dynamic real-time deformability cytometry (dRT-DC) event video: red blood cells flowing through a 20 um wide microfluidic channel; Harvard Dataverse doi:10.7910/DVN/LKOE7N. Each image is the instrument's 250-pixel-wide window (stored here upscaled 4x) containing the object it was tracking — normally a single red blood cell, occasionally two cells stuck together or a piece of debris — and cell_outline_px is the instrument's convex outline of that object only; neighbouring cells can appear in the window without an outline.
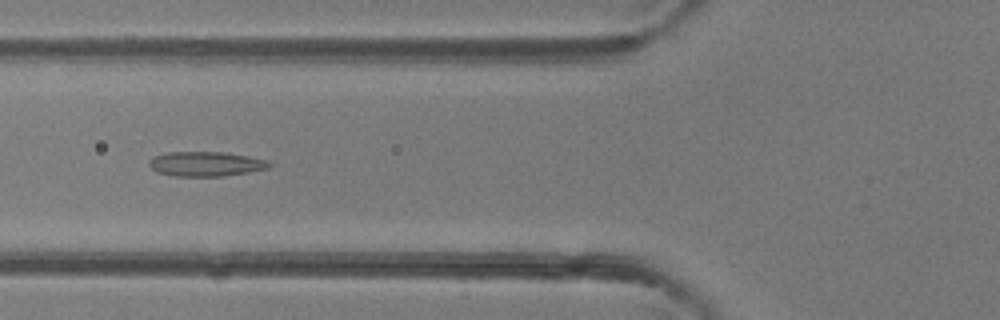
{"species": "common noctule bat (a hibernating species)", "species_latin": "Nyctalus noctula", "temperature_condition": "room temperature", "stored_images_in_passage": 41, "camera_frame_rate_fps": 3000, "um_per_image_px": 0.085, "animal": {"sex": "female"}, "frame": {"image": 1, "passage_image": 12, "time_ms": 3.667, "image_size_px": [1000, 320], "cell_outline_px": [[272, 164], [268, 168], [248, 172], [220, 176], [172, 176], [156, 172], [148, 164], [148, 160], [152, 156], [168, 152], [224, 152], [248, 156], [268, 160]], "centroid_in_image_um": [17.45, 13.93], "position_along_channel_um": 108.3, "area_um2": 17.34}}
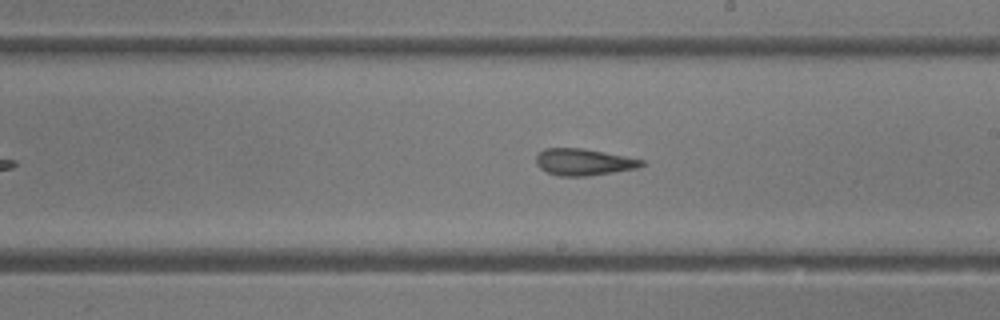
{"frame": {"image": 2, "passage_image": 21, "time_ms": 6.667, "image_size_px": [1000, 320], "cell_outline_px": [[644, 164], [636, 168], [588, 176], [560, 176], [548, 172], [540, 168], [536, 164], [536, 156], [544, 148], [580, 148], [624, 156], [644, 160]], "centroid_in_image_um": [49.57, 13.77], "position_along_channel_um": 239.4, "area_um2": 16.13}}
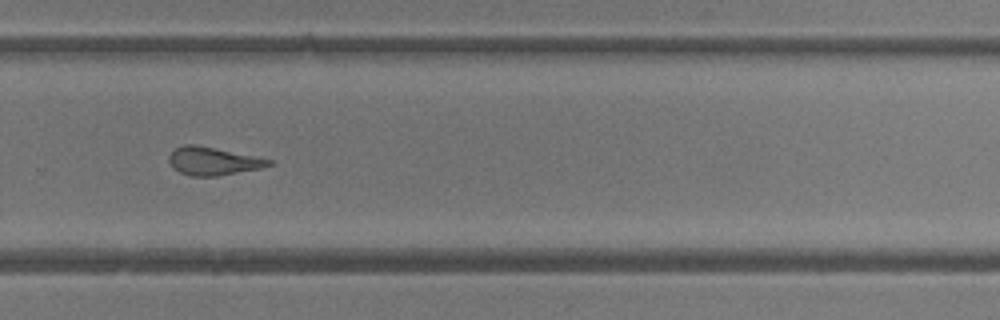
{"frame": {"image": 3, "passage_image": 26, "time_ms": 8.333, "image_size_px": [1000, 320], "cell_outline_px": [[272, 164], [260, 168], [216, 176], [192, 176], [180, 172], [168, 160], [168, 156], [176, 148], [184, 144], [196, 144], [216, 148], [272, 160]], "centroid_in_image_um": [18.09, 13.68], "position_along_channel_um": 311.7, "area_um2": 15.95}, "authors_computed_cell_mechanics": {"area_um2": 17.34, "velocity_mm_per_s": 4.3656, "shape_relaxation_time_tau1_ms": null, "shape_relaxation_time_tau2_ms": 3.5598, "deformation_change_tau1": null, "deformation_change_tau2": 0.1463}}